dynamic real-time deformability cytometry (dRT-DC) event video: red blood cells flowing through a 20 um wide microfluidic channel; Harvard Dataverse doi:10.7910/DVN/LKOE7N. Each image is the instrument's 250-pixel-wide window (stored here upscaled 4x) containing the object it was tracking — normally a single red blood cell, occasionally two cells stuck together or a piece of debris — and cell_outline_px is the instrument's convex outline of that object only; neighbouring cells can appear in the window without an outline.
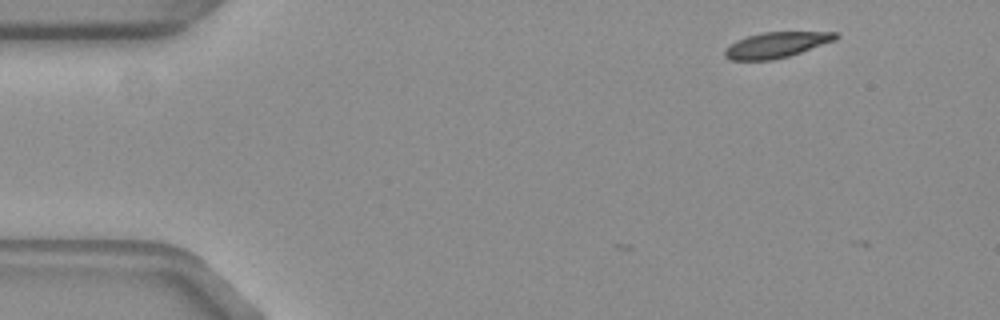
{"species": "common noctule bat (a hibernating species)", "species_latin": "Nyctalus noctula", "temperature_condition": "warm", "stored_images_in_passage": 4, "camera_frame_rate_fps": 3000, "um_per_image_px": 0.085, "animal": {"sex": "female", "body_mass_g": 19.3, "forearm_length_mm": 54.1}, "frame": {"image": 1, "passage_image": 1, "time_ms": 0.0, "image_size_px": [1000, 320], "cell_outline_px": [[840, 36], [836, 40], [788, 56], [772, 60], [732, 60], [724, 56], [724, 48], [736, 40], [748, 36], [764, 32], [836, 32]], "centroid_in_image_um": [65.97, 3.81], "position_along_channel_um": 19.0, "area_um2": 16.47}}